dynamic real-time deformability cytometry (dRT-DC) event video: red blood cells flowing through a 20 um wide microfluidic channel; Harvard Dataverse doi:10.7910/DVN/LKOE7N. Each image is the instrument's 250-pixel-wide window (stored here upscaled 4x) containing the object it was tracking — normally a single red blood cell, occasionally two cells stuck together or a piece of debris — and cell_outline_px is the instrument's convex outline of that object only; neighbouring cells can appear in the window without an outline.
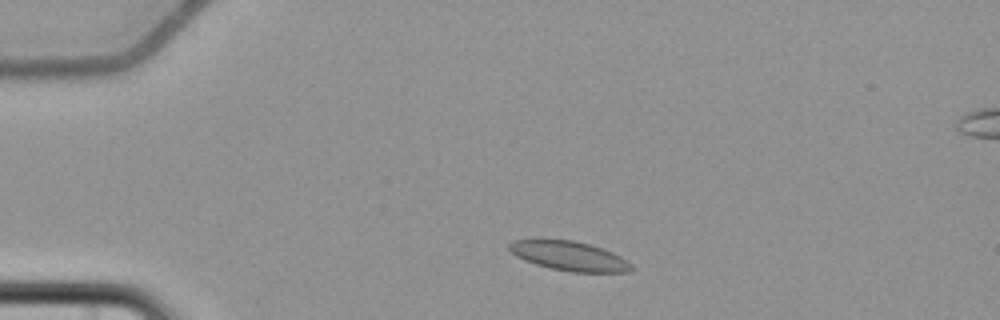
{"species": "common noctule bat (a hibernating species)", "species_latin": "Nyctalus noctula", "temperature_condition": "cold", "stored_images_in_passage": 6, "camera_frame_rate_fps": 3000, "um_per_image_px": 0.085, "animal": {"sex": "female", "body_mass_g": 22.7, "forearm_length_mm": 54.2}, "frame": {"image": 1, "passage_image": 1, "time_ms": 0.0, "image_size_px": [1000, 320], "cell_outline_px": [[632, 268], [628, 272], [572, 272], [552, 268], [536, 264], [524, 260], [516, 256], [508, 248], [508, 244], [512, 240], [536, 236], [540, 236], [572, 240], [588, 244], [612, 252], [620, 256], [632, 264]], "centroid_in_image_um": [48.27, 21.7], "position_along_channel_um": 36.7, "area_um2": 21.5}}
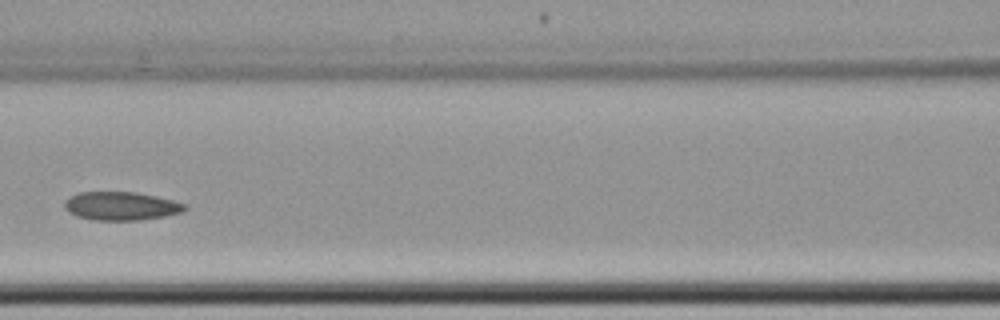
{"frame": {"image": 2, "passage_image": 4, "time_ms": 4.667, "image_size_px": [1000, 320], "cell_outline_px": [[188, 208], [180, 212], [164, 216], [140, 220], [92, 220], [76, 216], [68, 212], [64, 208], [64, 200], [80, 192], [136, 192], [156, 196], [172, 200], [184, 204]], "centroid_in_image_um": [10.25, 17.51], "position_along_channel_um": 156.3, "area_um2": 19.88}}
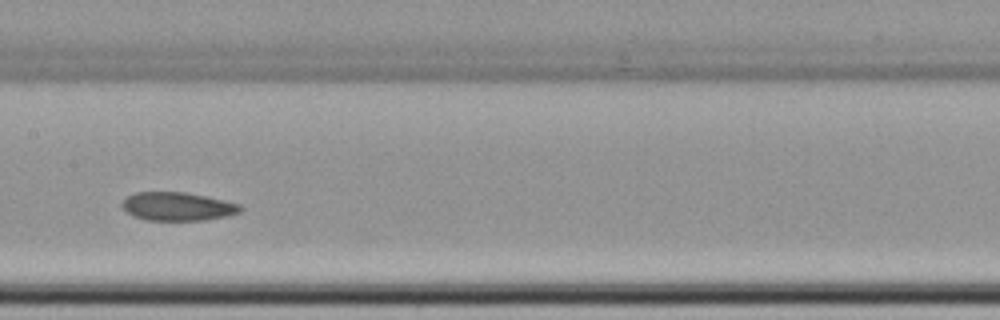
{"frame": {"image": 3, "passage_image": 5, "time_ms": 5.667, "image_size_px": [1000, 320], "cell_outline_px": [[244, 208], [240, 212], [224, 216], [200, 220], [148, 220], [136, 216], [128, 212], [120, 204], [128, 196], [136, 192], [184, 192], [224, 200], [240, 204]], "centroid_in_image_um": [15.11, 17.54], "position_along_channel_um": 192.3, "area_um2": 19.25}}